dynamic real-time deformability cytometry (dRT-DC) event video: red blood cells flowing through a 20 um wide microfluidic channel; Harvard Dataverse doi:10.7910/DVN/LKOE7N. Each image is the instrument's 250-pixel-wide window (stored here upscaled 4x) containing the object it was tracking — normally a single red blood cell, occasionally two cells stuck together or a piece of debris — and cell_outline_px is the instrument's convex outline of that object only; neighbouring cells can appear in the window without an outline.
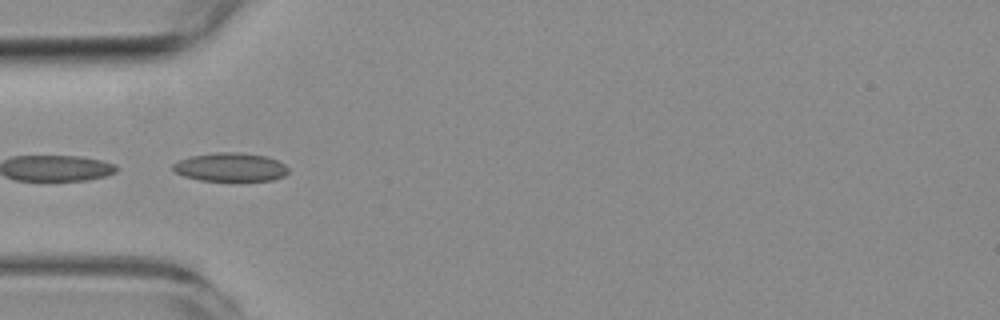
{"species": "common noctule bat (a hibernating species)", "species_latin": "Nyctalus noctula", "temperature_condition": "room temperature", "stored_images_in_passage": 3, "camera_frame_rate_fps": 3000, "um_per_image_px": 0.085, "animal": {"sex": "female", "body_mass_g": 19.3, "forearm_length_mm": 54.1}, "frame": {"image": 1, "passage_image": 2, "time_ms": 1.333, "image_size_px": [1000, 320], "cell_outline_px": [[288, 172], [284, 176], [272, 180], [200, 180], [184, 176], [176, 172], [172, 168], [172, 164], [180, 160], [192, 156], [216, 152], [240, 152], [268, 156], [284, 164], [288, 168]], "centroid_in_image_um": [19.6, 14.19], "position_along_channel_um": 65.4, "area_um2": 19.07}}
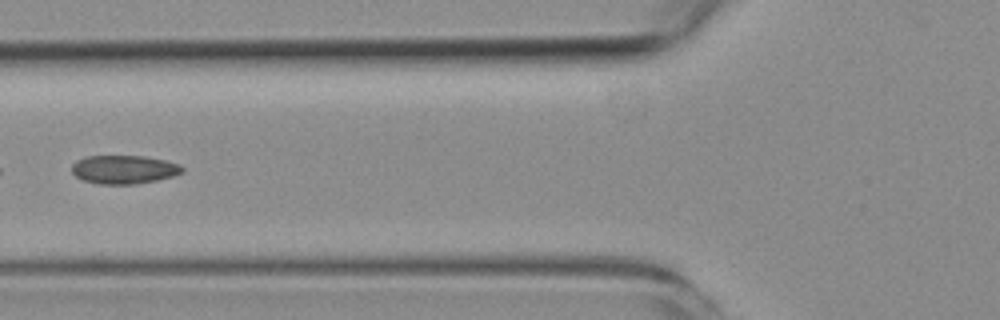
{"frame": {"image": 2, "passage_image": 3, "time_ms": 2.667, "image_size_px": [1000, 320], "cell_outline_px": [[184, 172], [172, 176], [156, 180], [136, 184], [100, 184], [84, 180], [76, 176], [72, 172], [72, 164], [76, 160], [84, 156], [144, 156], [164, 160], [180, 164], [184, 168]], "centroid_in_image_um": [10.54, 14.4], "position_along_channel_um": 115.3, "area_um2": 18.38}}